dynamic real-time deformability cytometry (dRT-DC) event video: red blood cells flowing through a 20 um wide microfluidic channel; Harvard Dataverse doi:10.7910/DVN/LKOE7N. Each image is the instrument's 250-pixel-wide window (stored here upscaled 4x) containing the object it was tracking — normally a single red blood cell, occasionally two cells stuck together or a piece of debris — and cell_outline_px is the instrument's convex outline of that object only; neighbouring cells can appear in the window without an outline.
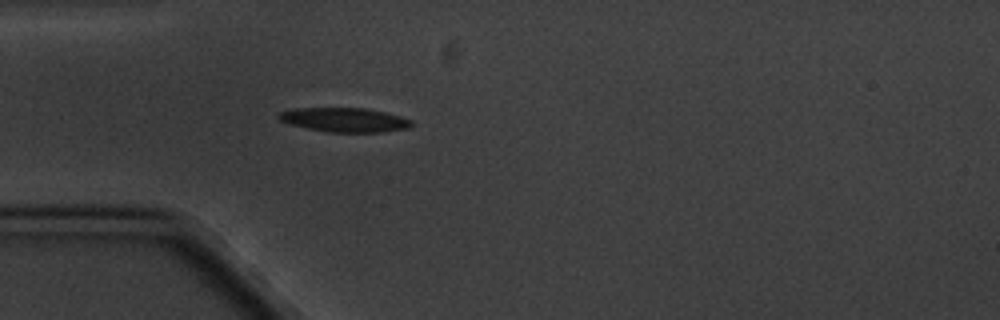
{"species": "common noctule bat (a hibernating species)", "species_latin": "Nyctalus noctula", "temperature_condition": "cold", "stored_images_in_passage": 3, "camera_frame_rate_fps": 3000, "um_per_image_px": 0.085, "animal": {"sex": "male", "body_mass_g": 20.1, "forearm_length_mm": 53.5}, "frame": {"image": 1, "passage_image": 3, "time_ms": 2.333, "image_size_px": [1000, 320], "cell_outline_px": [[412, 124], [408, 128], [380, 132], [328, 132], [308, 128], [292, 124], [280, 120], [276, 116], [280, 112], [296, 108], [364, 108], [384, 112], [400, 116], [412, 120]], "centroid_in_image_um": [29.29, 10.18], "position_along_channel_um": 55.7, "area_um2": 18.5}}